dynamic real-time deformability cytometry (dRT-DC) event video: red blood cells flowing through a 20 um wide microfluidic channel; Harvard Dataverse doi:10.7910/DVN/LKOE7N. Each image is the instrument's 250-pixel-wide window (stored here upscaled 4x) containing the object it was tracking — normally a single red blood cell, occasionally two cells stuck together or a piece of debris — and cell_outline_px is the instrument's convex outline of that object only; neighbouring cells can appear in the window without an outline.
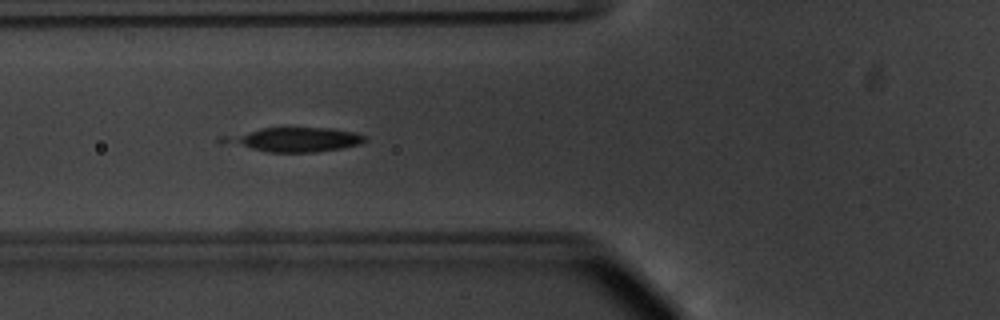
{"species": "common noctule bat (a hibernating species)", "species_latin": "Nyctalus noctula", "temperature_condition": "warm", "stored_images_in_passage": 37, "camera_frame_rate_fps": 3000, "um_per_image_px": 0.085, "animal": {"sex": "male", "body_mass_g": 20.1, "forearm_length_mm": 53.5}, "frame": {"image": 1, "passage_image": 4, "time_ms": 1.0, "image_size_px": [1000, 320], "cell_outline_px": [[368, 140], [360, 144], [340, 148], [316, 152], [268, 152], [216, 144], [216, 136], [260, 128], [332, 128], [360, 132], [368, 136]], "centroid_in_image_um": [24.86, 11.86], "position_along_channel_um": 100.9, "area_um2": 21.04}}
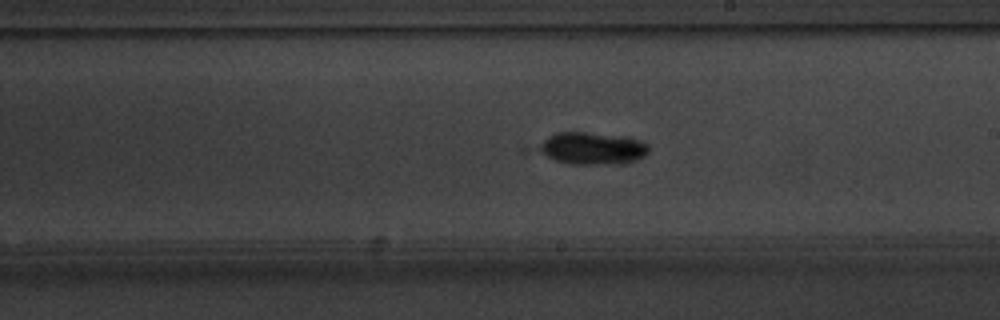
{"frame": {"image": 2, "passage_image": 15, "time_ms": 4.667, "image_size_px": [1000, 320], "cell_outline_px": [[648, 152], [644, 156], [636, 160], [596, 164], [568, 164], [520, 152], [520, 148], [556, 132], [588, 132], [640, 140], [648, 144]], "centroid_in_image_um": [49.85, 12.61], "position_along_channel_um": 239.1, "area_um2": 22.14}}
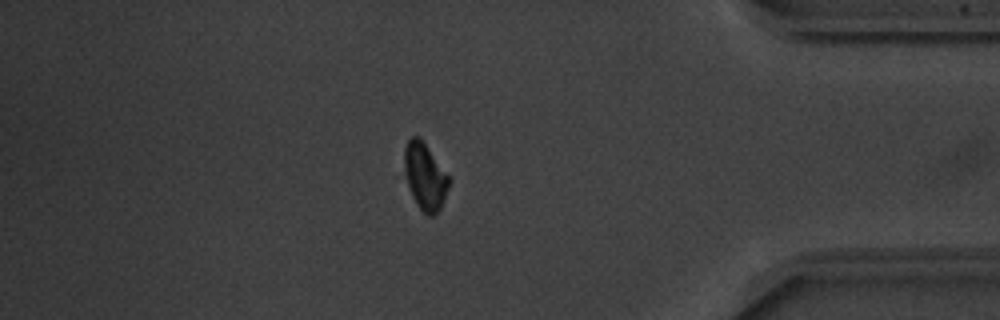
{"frame": {"image": 3, "passage_image": 30, "time_ms": 9.667, "image_size_px": [1000, 320], "cell_outline_px": [[452, 180], [444, 200], [440, 208], [432, 216], [428, 216], [416, 204], [412, 196], [404, 172], [404, 148], [408, 140], [412, 136], [420, 136]], "centroid_in_image_um": [36.13, 14.97], "position_along_channel_um": 399.1, "area_um2": 17.46}}